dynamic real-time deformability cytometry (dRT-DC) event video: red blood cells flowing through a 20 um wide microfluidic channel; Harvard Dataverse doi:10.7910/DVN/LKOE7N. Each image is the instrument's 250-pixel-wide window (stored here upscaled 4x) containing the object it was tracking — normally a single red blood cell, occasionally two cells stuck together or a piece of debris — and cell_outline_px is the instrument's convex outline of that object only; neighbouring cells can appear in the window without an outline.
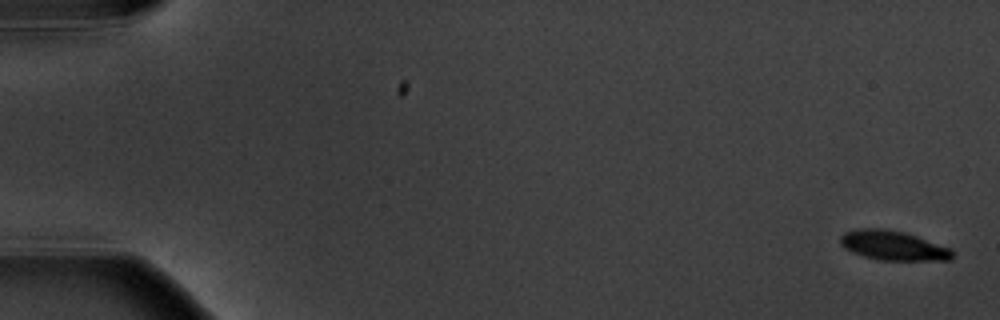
{"species": "common noctule bat (a hibernating species)", "species_latin": "Nyctalus noctula", "temperature_condition": "warm", "stored_images_in_passage": 7, "camera_frame_rate_fps": 3000, "um_per_image_px": 0.085, "animal": {"sex": "male", "body_mass_g": 20.1, "forearm_length_mm": 53.5}, "frame": {"image": 1, "passage_image": 1, "time_ms": 0.0, "image_size_px": [1000, 320], "cell_outline_px": [[952, 260], [880, 260], [864, 256], [852, 252], [844, 248], [840, 244], [840, 236], [844, 232], [856, 228], [888, 228], [904, 232], [952, 248]], "centroid_in_image_um": [75.89, 20.85], "position_along_channel_um": 9.1, "area_um2": 19.42}}
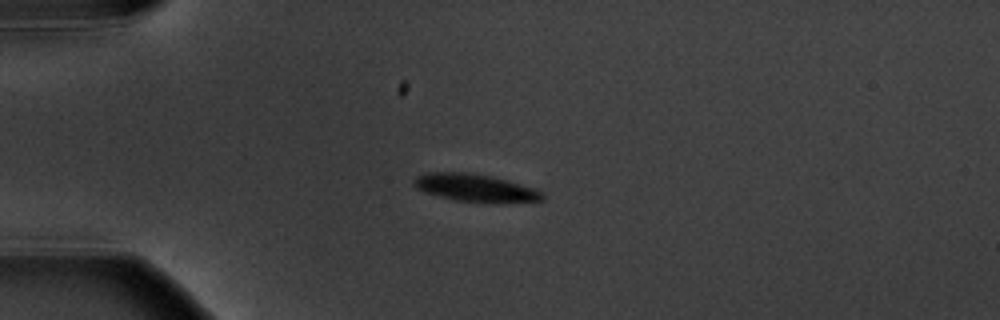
{"frame": {"image": 2, "passage_image": 5, "time_ms": 4.667, "image_size_px": [1000, 320], "cell_outline_px": [[544, 200], [500, 204], [496, 204], [452, 200], [424, 192], [416, 188], [412, 184], [412, 180], [416, 176], [428, 172], [464, 172], [488, 176], [536, 188], [544, 192]], "centroid_in_image_um": [40.41, 16.0], "position_along_channel_um": 44.6, "area_um2": 21.1}}